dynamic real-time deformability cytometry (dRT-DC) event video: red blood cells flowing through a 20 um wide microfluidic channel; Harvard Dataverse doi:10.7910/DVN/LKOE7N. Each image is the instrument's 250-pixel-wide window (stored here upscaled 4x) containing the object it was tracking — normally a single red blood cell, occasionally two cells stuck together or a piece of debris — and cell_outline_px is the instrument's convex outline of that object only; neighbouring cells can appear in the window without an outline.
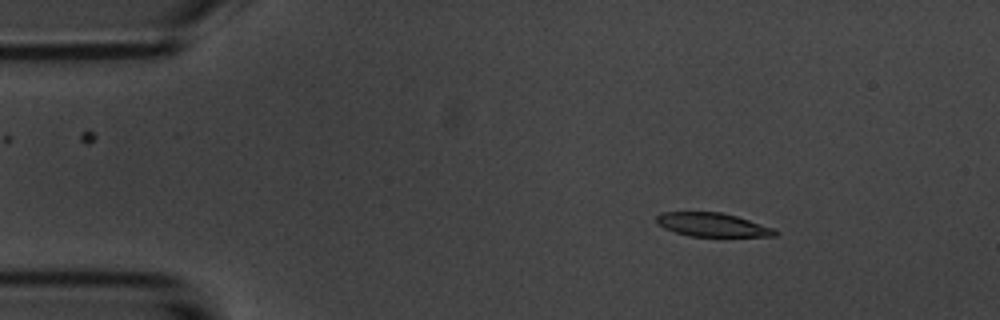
{"species": "common noctule bat (a hibernating species)", "species_latin": "Nyctalus noctula", "temperature_condition": "room temperature", "stored_images_in_passage": 5, "camera_frame_rate_fps": 3000, "um_per_image_px": 0.085, "animal": {"sex": "male", "body_mass_g": 20.1, "forearm_length_mm": 53.5}, "frame": {"image": 1, "passage_image": 3, "time_ms": 2.333, "image_size_px": [1000, 320], "cell_outline_px": [[780, 232], [776, 236], [688, 236], [664, 228], [656, 224], [656, 216], [660, 212], [720, 212], [736, 216], [776, 228]], "centroid_in_image_um": [60.57, 19.1], "position_along_channel_um": 24.4, "area_um2": 16.47}}